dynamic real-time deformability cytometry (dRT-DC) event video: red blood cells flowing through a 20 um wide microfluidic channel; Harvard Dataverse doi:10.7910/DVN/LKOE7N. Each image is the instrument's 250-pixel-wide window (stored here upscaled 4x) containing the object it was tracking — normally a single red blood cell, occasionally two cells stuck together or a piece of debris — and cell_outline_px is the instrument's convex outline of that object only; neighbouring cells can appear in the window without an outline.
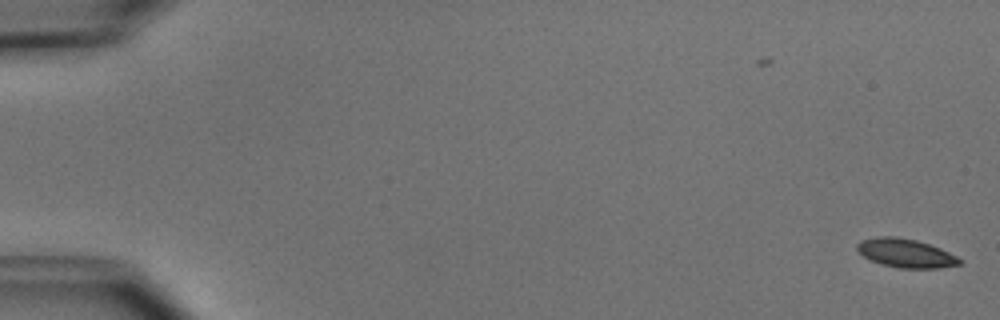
{"species": "common noctule bat (a hibernating species)", "species_latin": "Nyctalus noctula", "temperature_condition": "cold", "stored_images_in_passage": 5, "camera_frame_rate_fps": 3000, "um_per_image_px": 0.085, "animal": {"sex": "male", "body_mass_g": 15.6}, "frame": {"image": 1, "passage_image": 1, "time_ms": 0.0, "image_size_px": [1000, 320], "cell_outline_px": [[964, 264], [940, 268], [900, 268], [884, 264], [872, 260], [864, 256], [856, 248], [856, 244], [860, 240], [876, 236], [896, 236], [916, 240], [940, 248], [964, 260]], "centroid_in_image_um": [77.02, 21.51], "position_along_channel_um": 8.0, "area_um2": 17.17}}
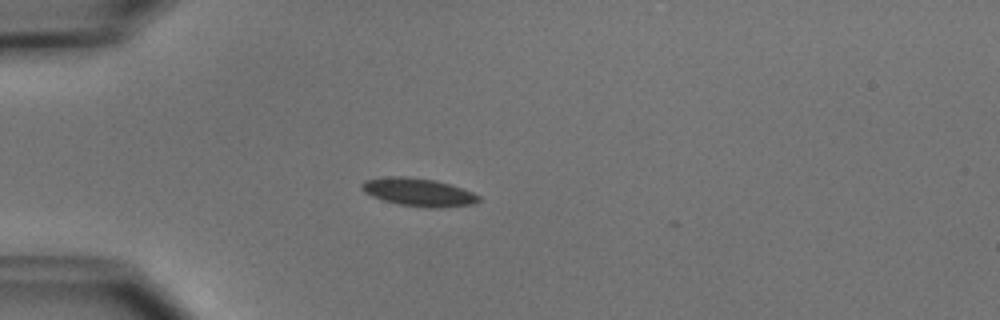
{"frame": {"image": 2, "passage_image": 5, "time_ms": 4.667, "image_size_px": [1000, 320], "cell_outline_px": [[480, 200], [476, 204], [440, 208], [424, 208], [400, 204], [384, 200], [372, 196], [364, 192], [360, 188], [360, 184], [364, 180], [388, 176], [404, 176], [436, 180], [472, 192], [480, 196]], "centroid_in_image_um": [35.56, 16.34], "position_along_channel_um": 49.4, "area_um2": 19.19}}